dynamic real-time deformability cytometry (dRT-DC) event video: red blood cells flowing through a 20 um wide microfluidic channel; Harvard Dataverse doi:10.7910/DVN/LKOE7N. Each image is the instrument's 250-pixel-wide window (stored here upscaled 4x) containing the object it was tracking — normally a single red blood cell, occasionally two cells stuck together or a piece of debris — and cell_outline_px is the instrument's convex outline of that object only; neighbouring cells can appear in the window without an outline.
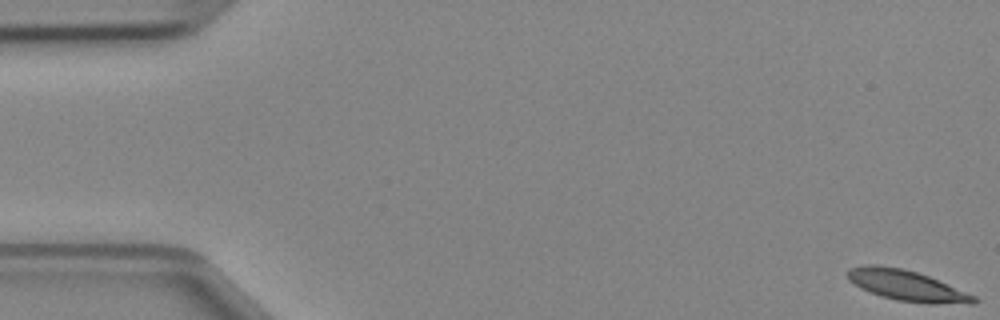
{"species": "Egyptian fruit bat (a non-hibernating species)", "species_latin": "Rousettus aegyptiacus", "temperature_condition": "cold", "stored_images_in_passage": 48, "camera_frame_rate_fps": 3000, "um_per_image_px": 0.085, "animal": {"sex": "female"}, "frame": {"image": 1, "passage_image": 1, "time_ms": 0.0, "image_size_px": [1000, 320], "cell_outline_px": [[980, 300], [976, 304], [928, 304], [896, 300], [880, 296], [860, 288], [848, 280], [848, 268], [868, 264], [876, 264], [904, 268], [928, 276], [976, 296]], "centroid_in_image_um": [77.09, 24.28], "position_along_channel_um": 7.9, "area_um2": 22.77}}
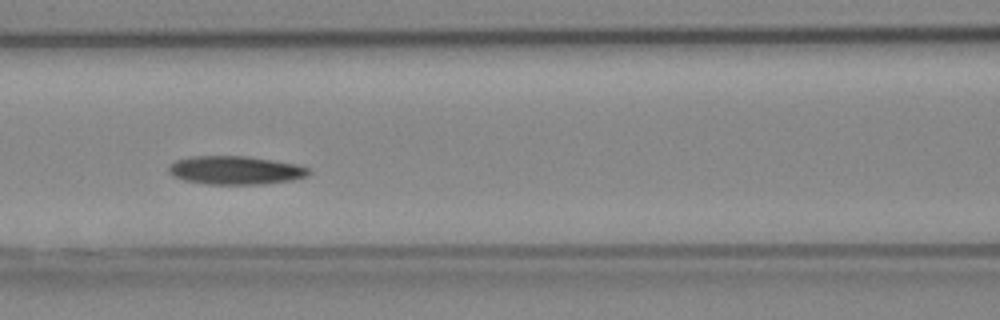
{"frame": {"image": 2, "passage_image": 21, "time_ms": 6.667, "image_size_px": [1000, 320], "cell_outline_px": [[312, 172], [308, 176], [292, 180], [260, 184], [208, 184], [184, 180], [172, 176], [168, 172], [168, 164], [176, 160], [188, 156], [248, 156], [296, 164], [308, 168]], "centroid_in_image_um": [19.98, 14.46], "position_along_channel_um": 146.6, "area_um2": 23.35}}
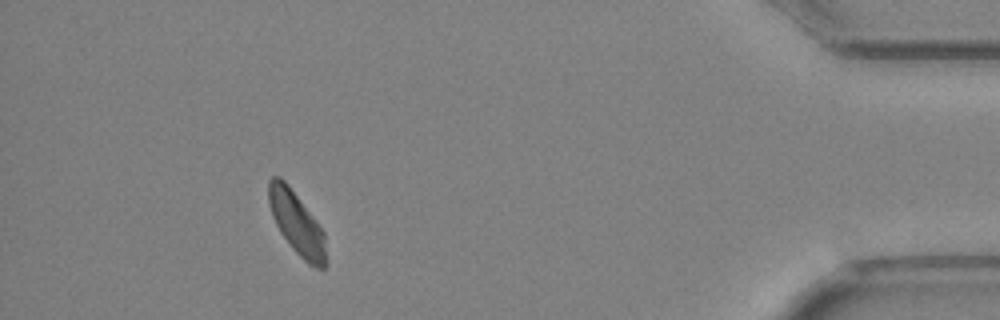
{"frame": {"image": 3, "passage_image": 44, "time_ms": 14.333, "image_size_px": [1000, 320], "cell_outline_px": [[324, 268], [316, 268], [308, 264], [292, 248], [280, 232], [272, 216], [268, 204], [268, 180], [272, 176], [280, 176], [288, 184], [316, 220], [324, 232]], "centroid_in_image_um": [25.17, 18.91], "position_along_channel_um": 410.0, "area_um2": 20.63}}